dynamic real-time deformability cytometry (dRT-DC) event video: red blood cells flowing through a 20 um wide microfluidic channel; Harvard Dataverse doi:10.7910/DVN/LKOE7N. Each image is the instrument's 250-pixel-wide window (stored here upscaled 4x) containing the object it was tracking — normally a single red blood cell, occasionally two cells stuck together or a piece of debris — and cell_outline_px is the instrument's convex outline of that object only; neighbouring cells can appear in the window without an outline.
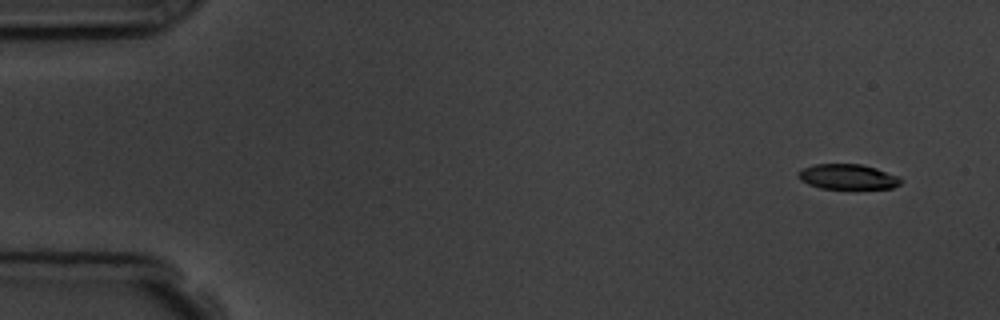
{"species": "common noctule bat (a hibernating species)", "species_latin": "Nyctalus noctula", "temperature_condition": "room temperature", "stored_images_in_passage": 9, "camera_frame_rate_fps": 3000, "um_per_image_px": 0.085, "animal": {"sex": "male", "body_mass_g": 19.5, "forearm_length_mm": 54.6}, "frame": {"image": 1, "passage_image": 1, "time_ms": 0.0, "image_size_px": [1000, 320], "cell_outline_px": [[900, 184], [892, 188], [856, 192], [820, 188], [808, 184], [800, 180], [796, 176], [804, 168], [816, 164], [860, 164], [876, 168], [896, 176], [900, 180]], "centroid_in_image_um": [72.06, 15.09], "position_along_channel_um": 12.9, "area_um2": 15.72}}